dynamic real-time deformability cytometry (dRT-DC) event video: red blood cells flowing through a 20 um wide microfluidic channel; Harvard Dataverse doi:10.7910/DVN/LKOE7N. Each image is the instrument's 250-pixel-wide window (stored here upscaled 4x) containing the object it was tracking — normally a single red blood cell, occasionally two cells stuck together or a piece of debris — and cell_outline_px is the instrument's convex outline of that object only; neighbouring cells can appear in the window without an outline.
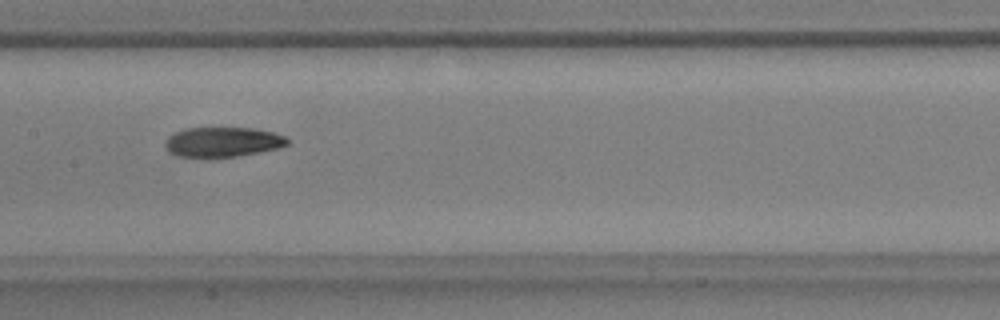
{"species": "common noctule bat (a hibernating species)", "species_latin": "Nyctalus noctula", "temperature_condition": "warm", "stored_images_in_passage": 36, "camera_frame_rate_fps": 3000, "um_per_image_px": 0.085, "animal": {"sex": "male", "body_mass_g": 17.9, "forearm_length_mm": 54.2}, "frame": {"image": 1, "passage_image": 11, "time_ms": 3.333, "image_size_px": [1000, 320], "cell_outline_px": [[288, 144], [276, 148], [236, 156], [212, 160], [176, 156], [168, 152], [164, 148], [164, 144], [168, 136], [184, 128], [252, 128], [272, 132], [284, 136], [288, 140]], "centroid_in_image_um": [18.82, 12.1], "position_along_channel_um": 188.6, "area_um2": 21.73}}